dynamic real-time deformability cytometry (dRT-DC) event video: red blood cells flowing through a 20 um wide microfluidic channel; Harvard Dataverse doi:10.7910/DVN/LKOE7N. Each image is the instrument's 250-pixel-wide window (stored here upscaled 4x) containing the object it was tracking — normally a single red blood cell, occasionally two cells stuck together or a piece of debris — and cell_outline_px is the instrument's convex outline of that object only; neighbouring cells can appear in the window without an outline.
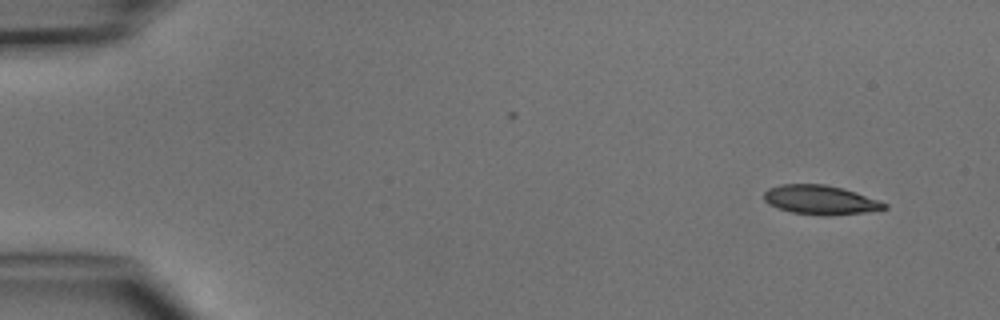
{"species": "common noctule bat (a hibernating species)", "species_latin": "Nyctalus noctula", "temperature_condition": "cold", "stored_images_in_passage": 5, "segment_of_instrument_passage": [1, 2], "camera_frame_rate_fps": 3000, "um_per_image_px": 0.085, "animal": {"sex": "male", "body_mass_g": 15.6}, "frame": {"image": 1, "passage_image": 1, "time_ms": 0.0, "image_size_px": [1000, 320], "cell_outline_px": [[888, 208], [864, 212], [824, 216], [820, 216], [792, 212], [768, 204], [764, 200], [764, 192], [768, 188], [780, 184], [824, 184], [844, 188], [856, 192], [888, 204]], "centroid_in_image_um": [69.71, 16.98], "position_along_channel_um": 15.3, "area_um2": 20.46}}